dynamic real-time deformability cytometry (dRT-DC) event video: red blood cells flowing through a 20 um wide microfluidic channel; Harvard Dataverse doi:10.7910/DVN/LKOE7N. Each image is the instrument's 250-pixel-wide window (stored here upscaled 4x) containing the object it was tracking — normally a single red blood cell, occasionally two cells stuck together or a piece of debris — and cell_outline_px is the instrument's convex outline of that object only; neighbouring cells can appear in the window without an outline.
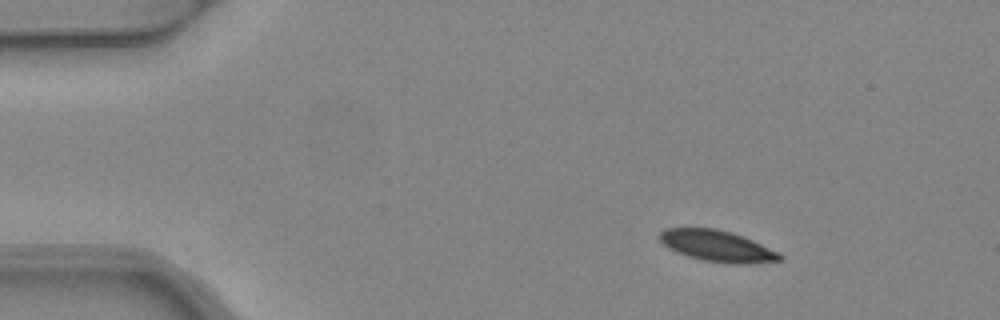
{"species": "common noctule bat (a hibernating species)", "species_latin": "Nyctalus noctula", "temperature_condition": "warm", "stored_images_in_passage": 4, "camera_frame_rate_fps": 3000, "um_per_image_px": 0.085, "animal": {"sex": "female", "body_mass_g": 24.6, "forearm_length_mm": 56.2}, "frame": {"image": 1, "passage_image": 1, "time_ms": 0.0, "image_size_px": [1000, 320], "cell_outline_px": [[784, 260], [748, 264], [732, 264], [704, 260], [688, 256], [676, 252], [668, 248], [660, 240], [660, 232], [664, 228], [716, 228], [732, 232], [752, 240], [780, 252], [784, 256]], "centroid_in_image_um": [61.0, 20.91], "position_along_channel_um": 24.0, "area_um2": 21.96}}
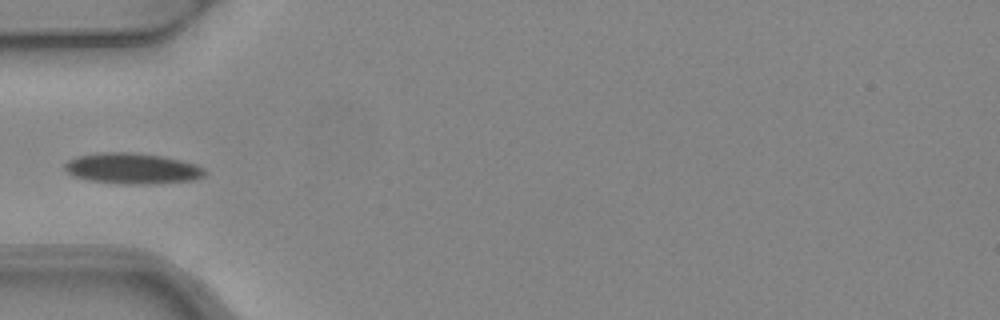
{"frame": {"image": 2, "passage_image": 4, "time_ms": 1.0, "image_size_px": [1000, 320], "cell_outline_px": [[208, 172], [204, 176], [192, 180], [156, 184], [124, 184], [88, 180], [72, 176], [64, 168], [64, 164], [68, 160], [76, 156], [96, 152], [132, 152], [164, 156], [196, 164], [204, 168]], "centroid_in_image_um": [11.24, 14.31], "position_along_channel_um": 73.8, "area_um2": 25.49}}